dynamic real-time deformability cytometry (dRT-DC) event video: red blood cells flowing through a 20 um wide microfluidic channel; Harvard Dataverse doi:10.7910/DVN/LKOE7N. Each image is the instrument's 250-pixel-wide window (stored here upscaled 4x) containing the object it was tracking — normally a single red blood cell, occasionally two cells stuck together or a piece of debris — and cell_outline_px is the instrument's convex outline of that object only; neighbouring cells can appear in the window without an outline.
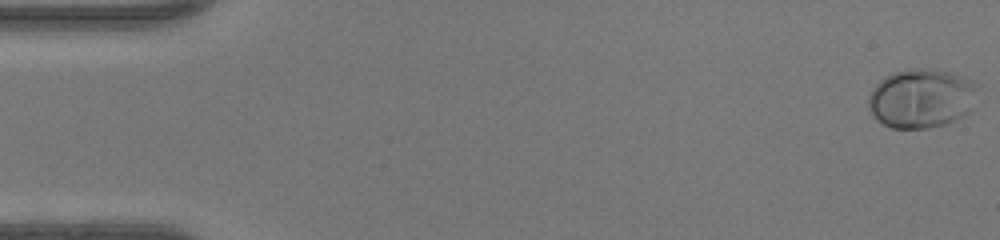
{"species": "human", "species_latin": "Homo sapiens", "temperature_condition": "warm", "stored_images_in_passage": 48, "camera_frame_rate_fps": 3000, "um_per_image_px": 0.085, "donor": {"sex": "female"}, "frame": {"image": 1, "passage_image": 1, "time_ms": 0.0, "image_size_px": [1000, 240], "cell_outline_px": [[972, 112], [948, 124], [928, 128], [892, 128], [876, 120], [872, 116], [868, 108], [868, 96], [872, 88], [884, 76], [896, 72], [912, 68], [936, 68], [952, 72], [972, 80]], "centroid_in_image_um": [78.26, 8.37], "position_along_channel_um": 6.7, "area_um2": 37.8}}
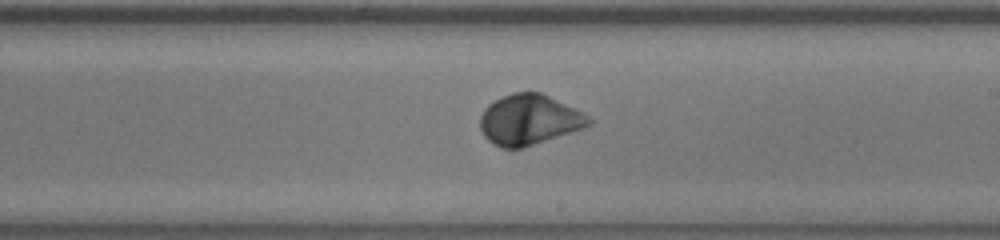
{"frame": {"image": 2, "passage_image": 28, "time_ms": 9.0, "image_size_px": [1000, 240], "cell_outline_px": [[596, 120], [592, 124], [584, 128], [524, 148], [500, 148], [492, 144], [484, 136], [480, 128], [480, 116], [484, 108], [488, 104], [512, 92], [540, 92], [584, 112]], "centroid_in_image_um": [45.0, 10.19], "position_along_channel_um": 244.0, "area_um2": 32.25}}
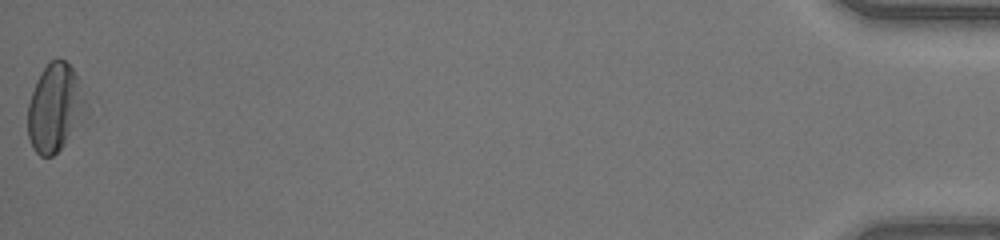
{"frame": {"image": 3, "passage_image": 48, "time_ms": 15.667, "image_size_px": [1000, 240], "cell_outline_px": [[88, 108], [64, 144], [52, 156], [40, 156], [32, 148], [28, 136], [28, 104], [36, 80], [40, 72], [52, 60], [64, 60], [76, 72], [88, 104]], "centroid_in_image_um": [4.66, 9.15], "position_along_channel_um": 430.5, "area_um2": 29.48}, "authors_computed_cell_mechanics": {"area_um2": 31.4721, "velocity_mm_per_s": 4.3631, "shape_relaxation_time_tau1_ms": 2.0593, "shape_relaxation_time_tau2_ms": null, "deformation_change_tau1": 0.1312, "deformation_change_tau2": null}}